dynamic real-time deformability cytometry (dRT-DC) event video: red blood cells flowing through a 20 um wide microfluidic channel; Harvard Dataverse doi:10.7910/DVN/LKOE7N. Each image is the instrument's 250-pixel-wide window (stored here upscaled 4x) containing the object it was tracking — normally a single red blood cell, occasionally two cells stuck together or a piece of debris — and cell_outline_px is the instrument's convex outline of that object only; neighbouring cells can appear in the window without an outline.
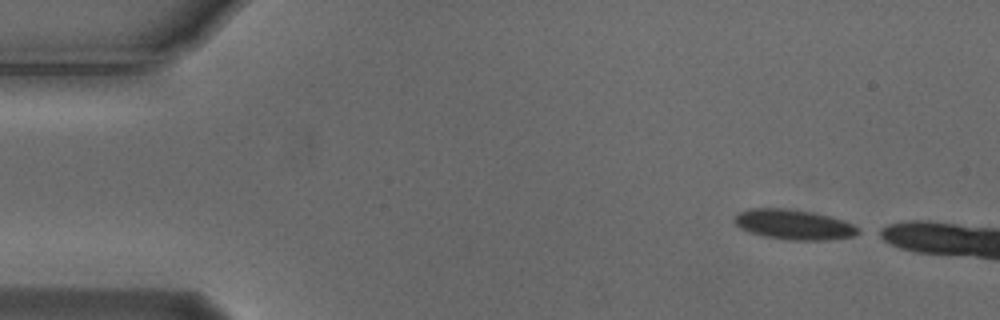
{"species": "Egyptian fruit bat (a non-hibernating species)", "species_latin": "Rousettus aegyptiacus", "temperature_condition": "cold", "stored_images_in_passage": 5, "camera_frame_rate_fps": 3000, "um_per_image_px": 0.085, "animal": {"sex": "male"}, "frame": {"image": 1, "passage_image": 1, "time_ms": 0.0, "image_size_px": [1000, 320], "cell_outline_px": [[860, 232], [852, 236], [828, 240], [788, 240], [764, 236], [748, 232], [740, 228], [732, 220], [740, 212], [752, 208], [784, 208], [812, 212], [844, 220], [860, 228]], "centroid_in_image_um": [67.47, 19.09], "position_along_channel_um": 17.5, "area_um2": 21.62}}